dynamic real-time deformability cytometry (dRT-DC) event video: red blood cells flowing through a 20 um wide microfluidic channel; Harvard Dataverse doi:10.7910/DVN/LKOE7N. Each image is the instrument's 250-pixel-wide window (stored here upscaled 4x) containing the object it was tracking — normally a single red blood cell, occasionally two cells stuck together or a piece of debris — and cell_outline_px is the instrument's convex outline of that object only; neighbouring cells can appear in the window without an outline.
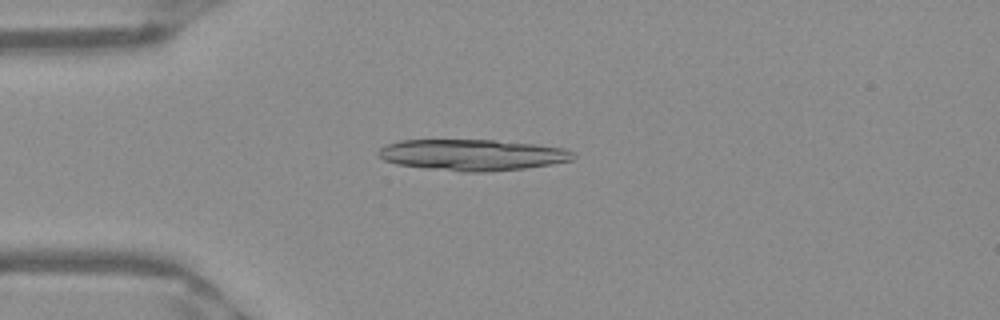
{"species": "Egyptian fruit bat (a non-hibernating species)", "species_latin": "Rousettus aegyptiacus", "temperature_condition": "warm", "stored_images_in_passage": 50, "camera_frame_rate_fps": 3000, "um_per_image_px": 0.085, "frame": {"image": 1, "passage_image": 13, "time_ms": 4.0, "image_size_px": [1000, 320], "cell_outline_px": [[576, 156], [572, 160], [552, 164], [524, 168], [488, 172], [464, 172], [424, 168], [396, 164], [384, 160], [376, 152], [380, 148], [388, 144], [400, 140], [496, 140], [532, 144], [564, 148], [572, 152]], "centroid_in_image_um": [40.13, 13.17], "position_along_channel_um": 44.9, "area_um2": 35.37}}